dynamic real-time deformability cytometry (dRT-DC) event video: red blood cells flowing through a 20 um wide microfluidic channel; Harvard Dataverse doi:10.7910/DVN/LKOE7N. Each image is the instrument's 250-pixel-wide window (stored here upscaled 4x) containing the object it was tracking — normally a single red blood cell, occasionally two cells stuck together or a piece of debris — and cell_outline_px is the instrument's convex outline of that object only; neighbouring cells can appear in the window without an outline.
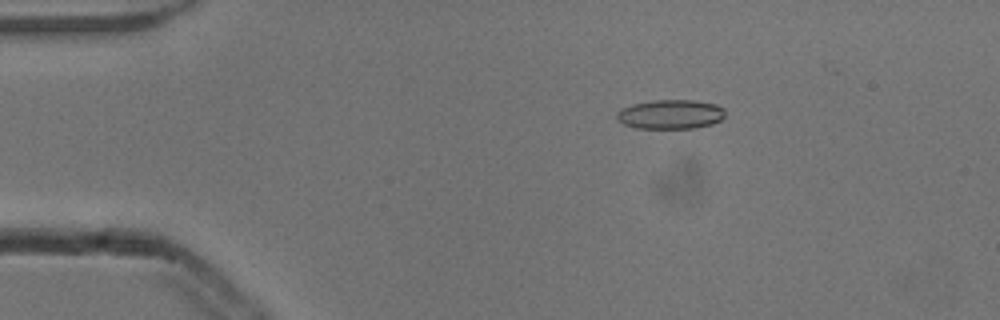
{"species": "common noctule bat (a hibernating species)", "species_latin": "Nyctalus noctula", "temperature_condition": "cold", "stored_images_in_passage": 4, "camera_frame_rate_fps": 3000, "um_per_image_px": 0.085, "animal": {"sex": "male", "body_mass_g": 13.3}, "frame": {"image": 1, "passage_image": 3, "time_ms": 0.667, "image_size_px": [1000, 320], "cell_outline_px": [[724, 116], [720, 120], [712, 124], [696, 128], [636, 128], [624, 124], [616, 120], [616, 112], [620, 108], [632, 104], [652, 100], [696, 100], [716, 104], [724, 108]], "centroid_in_image_um": [56.97, 9.71], "position_along_channel_um": 28.0, "area_um2": 18.73}}